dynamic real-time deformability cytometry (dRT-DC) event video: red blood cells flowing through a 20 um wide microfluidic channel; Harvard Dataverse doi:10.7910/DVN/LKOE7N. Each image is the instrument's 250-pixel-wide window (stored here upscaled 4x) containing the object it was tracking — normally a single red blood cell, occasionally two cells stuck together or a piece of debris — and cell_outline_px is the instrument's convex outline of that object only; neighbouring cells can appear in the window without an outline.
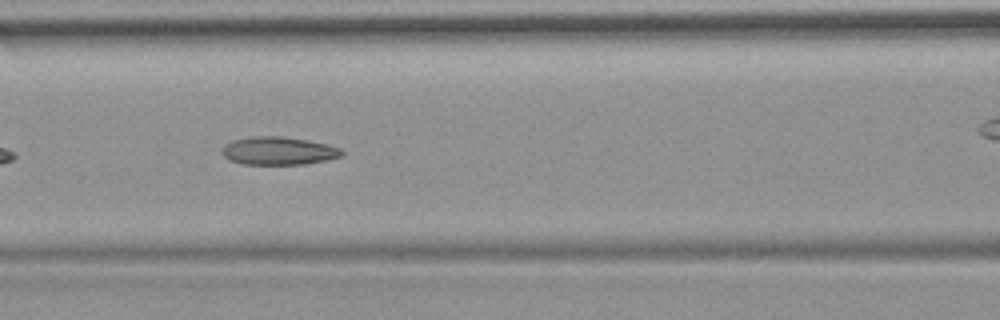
{"species": "common noctule bat (a hibernating species)", "species_latin": "Nyctalus noctula", "temperature_condition": "room temperature", "stored_images_in_passage": 12, "camera_frame_rate_fps": 3000, "um_per_image_px": 0.085, "animal": {"sex": "female", "body_mass_g": 19.9}, "frame": {"image": 1, "passage_image": 9, "time_ms": 2.667, "image_size_px": [1000, 320], "cell_outline_px": [[344, 152], [340, 156], [324, 160], [304, 164], [240, 164], [228, 160], [224, 156], [224, 144], [232, 140], [248, 136], [280, 136], [304, 140], [324, 144], [340, 148]], "centroid_in_image_um": [23.6, 12.82], "position_along_channel_um": 143.0, "area_um2": 19.31}}